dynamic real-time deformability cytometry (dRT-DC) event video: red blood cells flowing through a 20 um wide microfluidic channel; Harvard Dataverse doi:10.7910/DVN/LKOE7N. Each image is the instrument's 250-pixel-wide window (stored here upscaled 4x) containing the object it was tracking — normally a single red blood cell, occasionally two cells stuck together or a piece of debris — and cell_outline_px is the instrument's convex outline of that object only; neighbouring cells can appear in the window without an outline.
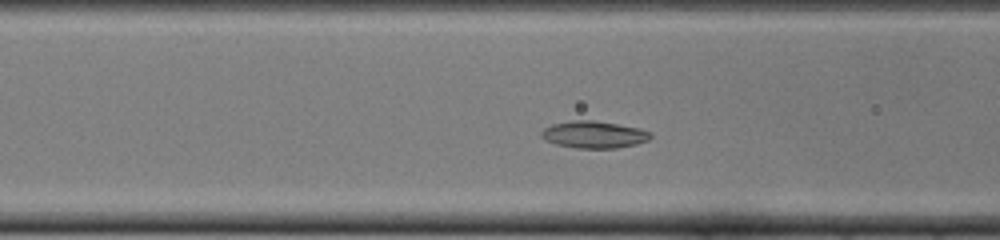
{"species": "common noctule bat (a hibernating species)", "species_latin": "Nyctalus noctula", "temperature_condition": "cold", "stored_images_in_passage": 43, "segment_of_instrument_passage": [1, 2], "camera_frame_rate_fps": 3000, "um_per_image_px": 0.085, "animal": {"sex": "female", "body_mass_g": 22.0, "forearm_length_mm": 56.7}, "frame": {"image": 1, "passage_image": 11, "time_ms": 3.333, "image_size_px": [1000, 240], "cell_outline_px": [[652, 136], [648, 140], [636, 144], [616, 148], [576, 148], [556, 144], [544, 140], [540, 136], [540, 132], [544, 128], [552, 124], [572, 120], [592, 120], [640, 128], [652, 132]], "centroid_in_image_um": [50.47, 11.44], "position_along_channel_um": 116.1, "area_um2": 17.28}}
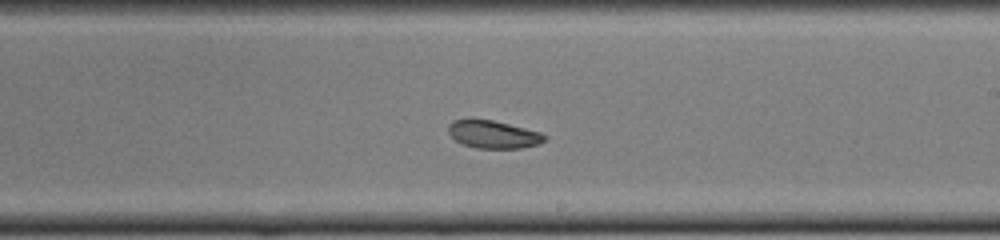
{"frame": {"image": 2, "passage_image": 21, "time_ms": 6.667, "image_size_px": [1000, 240], "cell_outline_px": [[548, 136], [540, 144], [520, 148], [476, 148], [464, 144], [456, 140], [448, 132], [448, 124], [452, 120], [492, 120], [540, 132]], "centroid_in_image_um": [41.94, 11.43], "position_along_channel_um": 247.1, "area_um2": 15.32}}
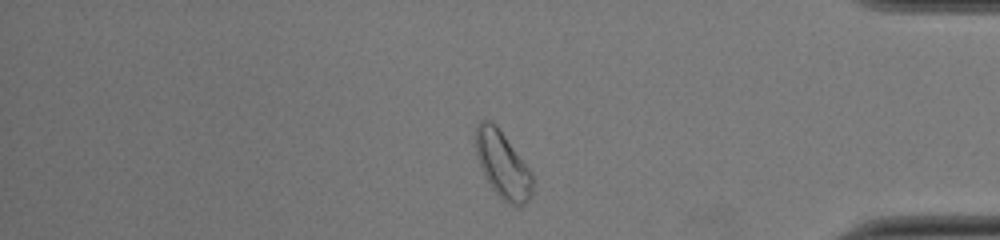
{"frame": {"image": 3, "passage_image": 34, "time_ms": 11.0, "image_size_px": [1000, 240], "cell_outline_px": [[532, 196], [524, 204], [516, 208], [508, 204], [492, 188], [480, 168], [476, 156], [476, 124], [480, 120], [488, 120], [496, 124], [532, 172]], "centroid_in_image_um": [42.72, 14.01], "position_along_channel_um": 392.5, "area_um2": 22.14}}